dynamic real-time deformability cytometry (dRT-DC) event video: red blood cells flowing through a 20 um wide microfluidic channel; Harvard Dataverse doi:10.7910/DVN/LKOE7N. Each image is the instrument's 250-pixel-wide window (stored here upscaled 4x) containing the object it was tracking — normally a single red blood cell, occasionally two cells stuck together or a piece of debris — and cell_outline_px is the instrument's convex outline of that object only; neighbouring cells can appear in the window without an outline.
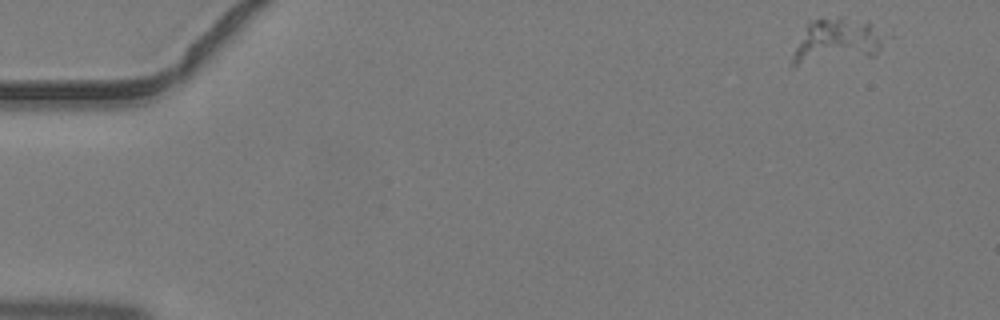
{"species": "common noctule bat (a hibernating species)", "species_latin": "Nyctalus noctula", "temperature_condition": "warm", "stored_images_in_passage": 3, "camera_frame_rate_fps": 3000, "um_per_image_px": 0.085, "animal": {"sex": "male", "body_mass_g": 19.2, "forearm_length_mm": 51.8}, "frame": {"image": 1, "passage_image": 1, "time_ms": 0.0, "image_size_px": [1000, 320], "cell_outline_px": [[892, 36], [876, 56], [796, 64], [792, 64], [792, 56], [808, 20], [840, 16], [844, 16], [868, 20]], "centroid_in_image_um": [71.31, 3.41], "position_along_channel_um": 13.7, "area_um2": 24.85}}